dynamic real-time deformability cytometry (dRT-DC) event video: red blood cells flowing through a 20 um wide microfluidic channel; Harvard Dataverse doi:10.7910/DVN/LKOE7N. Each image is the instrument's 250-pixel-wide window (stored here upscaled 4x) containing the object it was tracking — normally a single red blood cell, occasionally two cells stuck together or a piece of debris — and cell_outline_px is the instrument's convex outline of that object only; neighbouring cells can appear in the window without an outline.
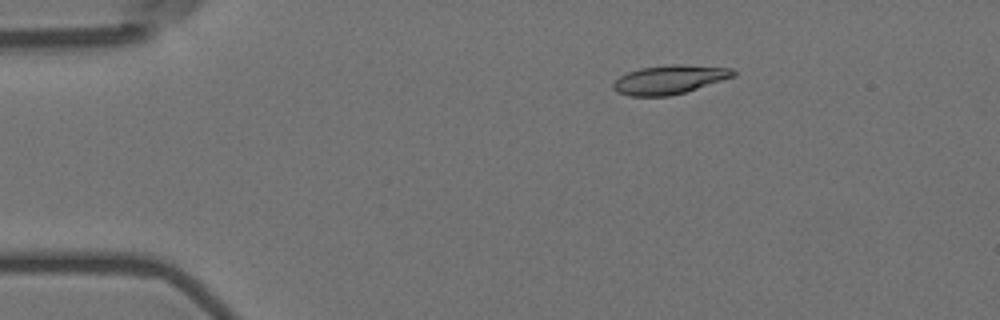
{"species": "Egyptian fruit bat (a non-hibernating species)", "species_latin": "Rousettus aegyptiacus", "temperature_condition": "room temperature", "stored_images_in_passage": 6, "camera_frame_rate_fps": 3000, "um_per_image_px": 0.085, "animal": {"sex": "female"}, "frame": {"image": 1, "passage_image": 3, "time_ms": 0.667, "image_size_px": [1000, 320], "cell_outline_px": [[736, 76], [684, 92], [668, 96], [628, 96], [616, 92], [612, 88], [612, 84], [620, 76], [628, 72], [640, 68], [672, 64], [684, 64], [732, 68], [736, 72]], "centroid_in_image_um": [56.89, 6.76], "position_along_channel_um": 28.1, "area_um2": 20.23}}
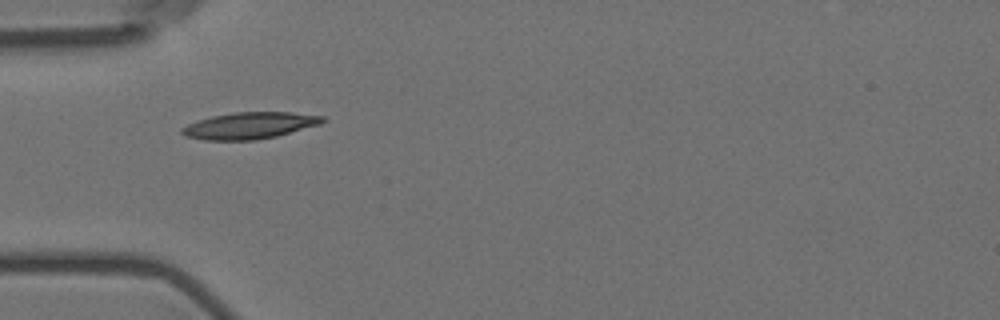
{"frame": {"image": 2, "passage_image": 5, "time_ms": 1.333, "image_size_px": [1000, 320], "cell_outline_px": [[328, 120], [320, 124], [276, 136], [256, 140], [204, 140], [184, 136], [180, 132], [180, 128], [188, 124], [212, 116], [236, 112], [292, 112], [324, 116]], "centroid_in_image_um": [21.22, 10.67], "position_along_channel_um": 63.8, "area_um2": 21.79}}
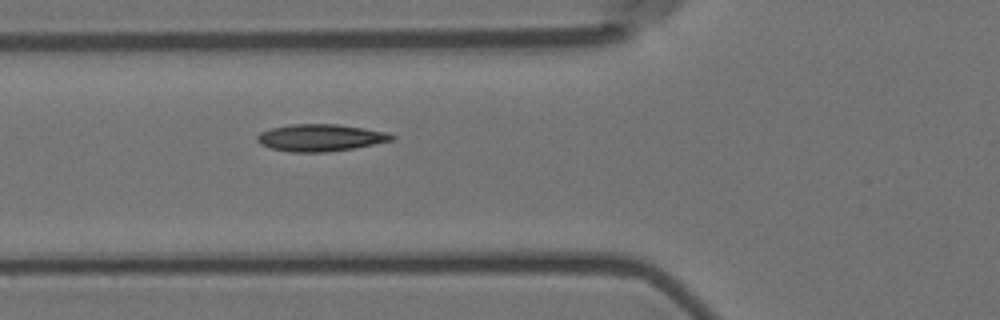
{"frame": {"image": 3, "passage_image": 6, "time_ms": 1.667, "image_size_px": [1000, 320], "cell_outline_px": [[396, 140], [352, 148], [324, 152], [292, 152], [272, 148], [260, 144], [256, 140], [256, 136], [260, 132], [272, 128], [292, 124], [336, 124], [364, 128], [388, 132], [396, 136]], "centroid_in_image_um": [27.26, 11.7], "position_along_channel_um": 98.5, "area_um2": 21.15}}